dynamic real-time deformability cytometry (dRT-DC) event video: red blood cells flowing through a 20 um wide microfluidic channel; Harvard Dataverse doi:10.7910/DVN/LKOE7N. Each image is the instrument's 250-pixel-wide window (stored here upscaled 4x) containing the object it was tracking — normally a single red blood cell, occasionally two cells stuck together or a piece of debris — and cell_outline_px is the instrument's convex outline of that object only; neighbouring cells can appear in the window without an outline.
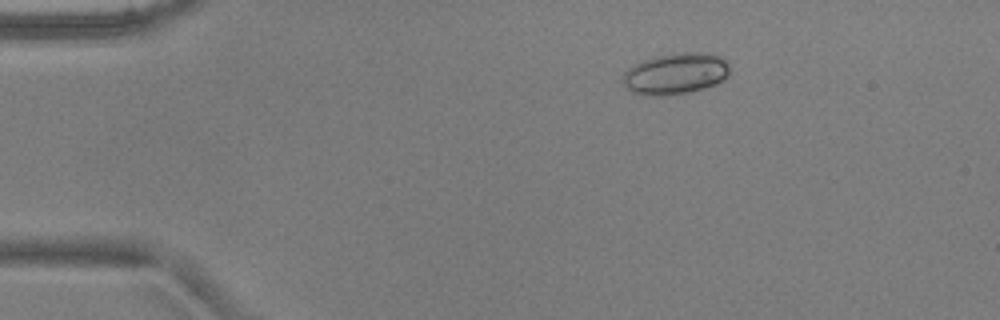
{"species": "common noctule bat (a hibernating species)", "species_latin": "Nyctalus noctula", "temperature_condition": "warm", "stored_images_in_passage": 5, "camera_frame_rate_fps": 3000, "um_per_image_px": 0.085, "animal": {"sex": "male", "body_mass_g": 17.9, "forearm_length_mm": 54.2}, "frame": {"image": 1, "passage_image": 3, "time_ms": 0.667, "image_size_px": [1000, 320], "cell_outline_px": [[728, 76], [724, 80], [716, 84], [692, 92], [660, 96], [656, 96], [632, 92], [620, 80], [624, 72], [632, 64], [656, 56], [680, 52], [708, 52], [720, 56], [728, 64]], "centroid_in_image_um": [57.42, 6.25], "position_along_channel_um": 27.6, "area_um2": 25.95}}